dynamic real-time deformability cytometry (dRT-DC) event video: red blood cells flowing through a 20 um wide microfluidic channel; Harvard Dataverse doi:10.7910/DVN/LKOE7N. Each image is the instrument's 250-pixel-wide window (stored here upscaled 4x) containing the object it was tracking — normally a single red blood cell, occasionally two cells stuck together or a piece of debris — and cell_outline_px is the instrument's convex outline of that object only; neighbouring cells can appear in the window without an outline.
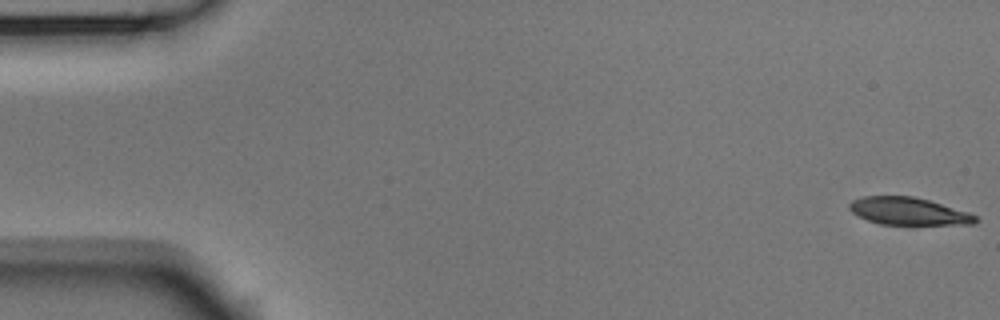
{"species": "Egyptian fruit bat (a non-hibernating species)", "species_latin": "Rousettus aegyptiacus", "temperature_condition": "room temperature", "stored_images_in_passage": 17, "camera_frame_rate_fps": 3000, "um_per_image_px": 0.085, "animal": {"sex": "male"}, "frame": {"image": 1, "passage_image": 1, "time_ms": 0.0, "image_size_px": [1000, 320], "cell_outline_px": [[980, 220], [972, 224], [880, 224], [868, 220], [852, 212], [848, 208], [848, 204], [852, 200], [860, 196], [916, 196], [968, 212], [976, 216]], "centroid_in_image_um": [77.2, 17.94], "position_along_channel_um": 7.8, "area_um2": 20.11}}
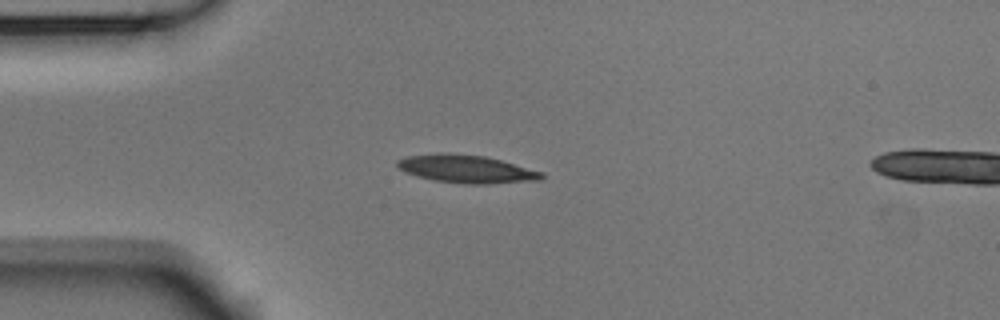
{"frame": {"image": 2, "passage_image": 14, "time_ms": 4.333, "image_size_px": [1000, 320], "cell_outline_px": [[544, 176], [540, 180], [488, 184], [464, 184], [436, 180], [420, 176], [408, 172], [400, 168], [396, 164], [396, 160], [408, 156], [440, 152], [448, 152], [484, 156], [500, 160], [544, 172]], "centroid_in_image_um": [39.68, 14.35], "position_along_channel_um": 45.3, "area_um2": 23.35}}